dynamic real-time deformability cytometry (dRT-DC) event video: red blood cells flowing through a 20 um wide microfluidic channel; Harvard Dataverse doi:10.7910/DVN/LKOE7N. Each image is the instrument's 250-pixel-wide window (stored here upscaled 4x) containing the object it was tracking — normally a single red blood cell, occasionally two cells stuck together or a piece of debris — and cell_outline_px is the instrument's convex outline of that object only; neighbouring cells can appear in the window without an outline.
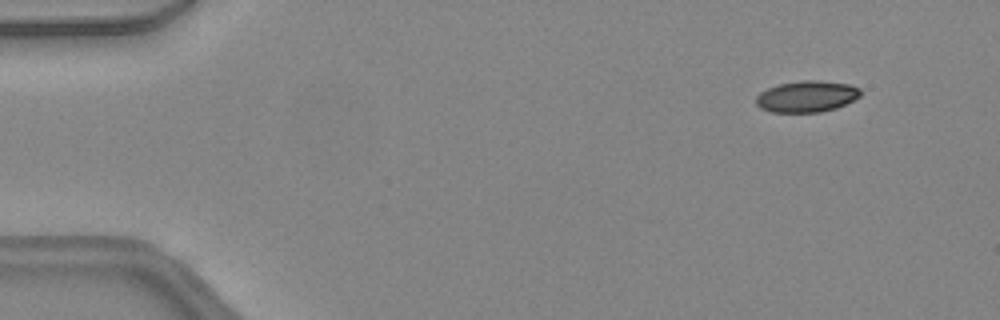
{"species": "common noctule bat (a hibernating species)", "species_latin": "Nyctalus noctula", "temperature_condition": "warm", "stored_images_in_passage": 37, "camera_frame_rate_fps": 3000, "um_per_image_px": 0.085, "animal": {"sex": "female", "body_mass_g": 24.6, "forearm_length_mm": 56.2}, "frame": {"image": 1, "passage_image": 4, "time_ms": 1.0, "image_size_px": [1000, 320], "cell_outline_px": [[860, 96], [836, 108], [820, 112], [772, 112], [760, 108], [756, 104], [756, 96], [760, 92], [768, 88], [780, 84], [804, 80], [816, 80], [848, 84], [860, 88]], "centroid_in_image_um": [68.55, 8.2], "position_along_channel_um": 16.5, "area_um2": 18.9}}
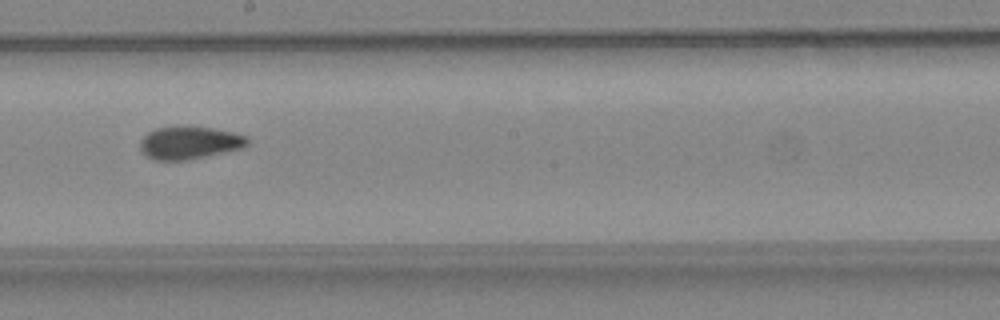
{"frame": {"image": 2, "passage_image": 26, "time_ms": 8.333, "image_size_px": [1000, 320], "cell_outline_px": [[248, 144], [244, 148], [188, 160], [152, 160], [144, 156], [140, 148], [140, 140], [148, 132], [156, 128], [184, 124], [212, 128], [232, 132], [248, 136]], "centroid_in_image_um": [16.08, 12.12], "position_along_channel_um": 232.1, "area_um2": 21.04}}
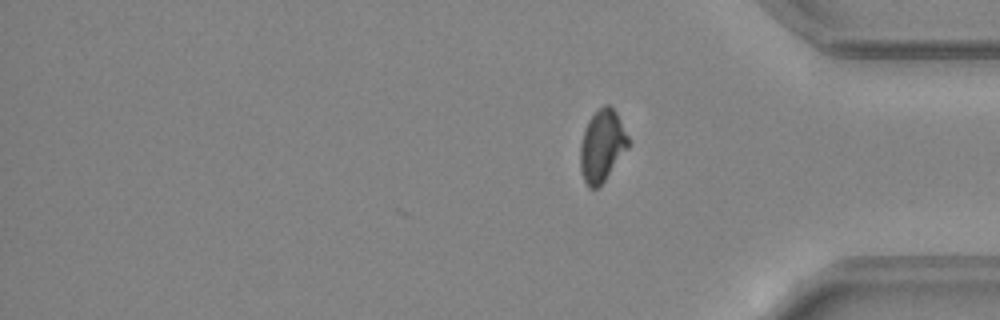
{"frame": {"image": 3, "passage_image": 37, "time_ms": 12.0, "image_size_px": [1000, 320], "cell_outline_px": [[632, 140], [628, 148], [604, 180], [596, 188], [588, 188], [584, 180], [580, 168], [580, 144], [584, 128], [588, 120], [604, 104], [608, 104], [616, 112]], "centroid_in_image_um": [51.19, 12.37], "position_along_channel_um": 384.0, "area_um2": 20.17}, "authors_computed_cell_mechanics": {"area_um2": 20.3456, "velocity_mm_per_s": 4.4622, "shape_relaxation_time_tau1_ms": null, "shape_relaxation_time_tau2_ms": 1.801, "deformation_change_tau1": null, "deformation_change_tau2": 0.0601}}